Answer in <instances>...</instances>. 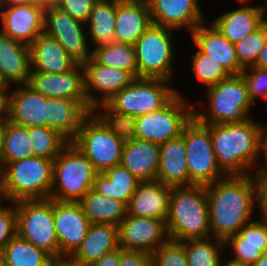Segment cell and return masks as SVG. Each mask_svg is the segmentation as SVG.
I'll use <instances>...</instances> for the list:
<instances>
[{
  "label": "cell",
  "mask_w": 267,
  "mask_h": 266,
  "mask_svg": "<svg viewBox=\"0 0 267 266\" xmlns=\"http://www.w3.org/2000/svg\"><path fill=\"white\" fill-rule=\"evenodd\" d=\"M97 63L129 71L137 78L135 48L132 44L112 42L92 50L91 56Z\"/></svg>",
  "instance_id": "d590c367"
},
{
  "label": "cell",
  "mask_w": 267,
  "mask_h": 266,
  "mask_svg": "<svg viewBox=\"0 0 267 266\" xmlns=\"http://www.w3.org/2000/svg\"><path fill=\"white\" fill-rule=\"evenodd\" d=\"M96 174L92 162L77 146L68 142L53 160L50 198L79 202L93 188Z\"/></svg>",
  "instance_id": "5b68a950"
},
{
  "label": "cell",
  "mask_w": 267,
  "mask_h": 266,
  "mask_svg": "<svg viewBox=\"0 0 267 266\" xmlns=\"http://www.w3.org/2000/svg\"><path fill=\"white\" fill-rule=\"evenodd\" d=\"M151 24L147 0H116L114 42L134 45Z\"/></svg>",
  "instance_id": "44dd1931"
},
{
  "label": "cell",
  "mask_w": 267,
  "mask_h": 266,
  "mask_svg": "<svg viewBox=\"0 0 267 266\" xmlns=\"http://www.w3.org/2000/svg\"><path fill=\"white\" fill-rule=\"evenodd\" d=\"M140 182L128 169L119 164L103 173H97L93 189L99 194L118 200L128 206Z\"/></svg>",
  "instance_id": "1f68e13d"
},
{
  "label": "cell",
  "mask_w": 267,
  "mask_h": 266,
  "mask_svg": "<svg viewBox=\"0 0 267 266\" xmlns=\"http://www.w3.org/2000/svg\"><path fill=\"white\" fill-rule=\"evenodd\" d=\"M0 266H7L3 256L0 254Z\"/></svg>",
  "instance_id": "6125c7cd"
},
{
  "label": "cell",
  "mask_w": 267,
  "mask_h": 266,
  "mask_svg": "<svg viewBox=\"0 0 267 266\" xmlns=\"http://www.w3.org/2000/svg\"><path fill=\"white\" fill-rule=\"evenodd\" d=\"M267 41V21L255 32L235 44L236 55L240 65L245 69L255 61Z\"/></svg>",
  "instance_id": "b9f144b4"
},
{
  "label": "cell",
  "mask_w": 267,
  "mask_h": 266,
  "mask_svg": "<svg viewBox=\"0 0 267 266\" xmlns=\"http://www.w3.org/2000/svg\"><path fill=\"white\" fill-rule=\"evenodd\" d=\"M250 266H267V253H264L253 265Z\"/></svg>",
  "instance_id": "94428289"
},
{
  "label": "cell",
  "mask_w": 267,
  "mask_h": 266,
  "mask_svg": "<svg viewBox=\"0 0 267 266\" xmlns=\"http://www.w3.org/2000/svg\"><path fill=\"white\" fill-rule=\"evenodd\" d=\"M39 4L44 8L59 7L64 0H38Z\"/></svg>",
  "instance_id": "9f6ffc18"
},
{
  "label": "cell",
  "mask_w": 267,
  "mask_h": 266,
  "mask_svg": "<svg viewBox=\"0 0 267 266\" xmlns=\"http://www.w3.org/2000/svg\"><path fill=\"white\" fill-rule=\"evenodd\" d=\"M164 185L189 186L186 144L183 136L160 144L157 179Z\"/></svg>",
  "instance_id": "83f0119b"
},
{
  "label": "cell",
  "mask_w": 267,
  "mask_h": 266,
  "mask_svg": "<svg viewBox=\"0 0 267 266\" xmlns=\"http://www.w3.org/2000/svg\"><path fill=\"white\" fill-rule=\"evenodd\" d=\"M3 198L8 199V196H7L6 190L4 188L3 182L0 180V212L6 208V207L1 205V202H2L1 200Z\"/></svg>",
  "instance_id": "91938a15"
},
{
  "label": "cell",
  "mask_w": 267,
  "mask_h": 266,
  "mask_svg": "<svg viewBox=\"0 0 267 266\" xmlns=\"http://www.w3.org/2000/svg\"><path fill=\"white\" fill-rule=\"evenodd\" d=\"M39 4L38 0H0V8L12 5H32Z\"/></svg>",
  "instance_id": "f5cc1de1"
},
{
  "label": "cell",
  "mask_w": 267,
  "mask_h": 266,
  "mask_svg": "<svg viewBox=\"0 0 267 266\" xmlns=\"http://www.w3.org/2000/svg\"><path fill=\"white\" fill-rule=\"evenodd\" d=\"M152 24L179 30L189 27L192 32L204 23V16L194 0H147Z\"/></svg>",
  "instance_id": "d6986e66"
},
{
  "label": "cell",
  "mask_w": 267,
  "mask_h": 266,
  "mask_svg": "<svg viewBox=\"0 0 267 266\" xmlns=\"http://www.w3.org/2000/svg\"><path fill=\"white\" fill-rule=\"evenodd\" d=\"M59 258H70L85 238L90 221L79 202L53 200Z\"/></svg>",
  "instance_id": "4fadbf2b"
},
{
  "label": "cell",
  "mask_w": 267,
  "mask_h": 266,
  "mask_svg": "<svg viewBox=\"0 0 267 266\" xmlns=\"http://www.w3.org/2000/svg\"><path fill=\"white\" fill-rule=\"evenodd\" d=\"M17 210V234L59 259V244L54 227L53 199L20 200Z\"/></svg>",
  "instance_id": "52a82bcc"
},
{
  "label": "cell",
  "mask_w": 267,
  "mask_h": 266,
  "mask_svg": "<svg viewBox=\"0 0 267 266\" xmlns=\"http://www.w3.org/2000/svg\"><path fill=\"white\" fill-rule=\"evenodd\" d=\"M31 71L30 48L0 30V84H28ZM12 83V84H11Z\"/></svg>",
  "instance_id": "603a6c76"
},
{
  "label": "cell",
  "mask_w": 267,
  "mask_h": 266,
  "mask_svg": "<svg viewBox=\"0 0 267 266\" xmlns=\"http://www.w3.org/2000/svg\"><path fill=\"white\" fill-rule=\"evenodd\" d=\"M160 144L138 138L125 141L121 165L141 182L157 179L159 170Z\"/></svg>",
  "instance_id": "484cf974"
},
{
  "label": "cell",
  "mask_w": 267,
  "mask_h": 266,
  "mask_svg": "<svg viewBox=\"0 0 267 266\" xmlns=\"http://www.w3.org/2000/svg\"><path fill=\"white\" fill-rule=\"evenodd\" d=\"M222 260L220 259V261H219V264H218V266H250V265H248V264H245V263H243V262H241V261H239V260H236V259H230L228 262H226V264H222Z\"/></svg>",
  "instance_id": "680465c9"
},
{
  "label": "cell",
  "mask_w": 267,
  "mask_h": 266,
  "mask_svg": "<svg viewBox=\"0 0 267 266\" xmlns=\"http://www.w3.org/2000/svg\"><path fill=\"white\" fill-rule=\"evenodd\" d=\"M83 24L59 7L44 9V32L55 38L78 63H84L92 56Z\"/></svg>",
  "instance_id": "5bb4252c"
},
{
  "label": "cell",
  "mask_w": 267,
  "mask_h": 266,
  "mask_svg": "<svg viewBox=\"0 0 267 266\" xmlns=\"http://www.w3.org/2000/svg\"><path fill=\"white\" fill-rule=\"evenodd\" d=\"M163 220L126 214L118 225V245L125 250L152 254L168 240Z\"/></svg>",
  "instance_id": "9a60e30c"
},
{
  "label": "cell",
  "mask_w": 267,
  "mask_h": 266,
  "mask_svg": "<svg viewBox=\"0 0 267 266\" xmlns=\"http://www.w3.org/2000/svg\"><path fill=\"white\" fill-rule=\"evenodd\" d=\"M120 247L104 254L91 266H119Z\"/></svg>",
  "instance_id": "f907efd6"
},
{
  "label": "cell",
  "mask_w": 267,
  "mask_h": 266,
  "mask_svg": "<svg viewBox=\"0 0 267 266\" xmlns=\"http://www.w3.org/2000/svg\"><path fill=\"white\" fill-rule=\"evenodd\" d=\"M264 152V153H262ZM264 154L266 159V167L264 166H254L256 174L266 176L267 175V128L261 125L260 136H259V154Z\"/></svg>",
  "instance_id": "681fc988"
},
{
  "label": "cell",
  "mask_w": 267,
  "mask_h": 266,
  "mask_svg": "<svg viewBox=\"0 0 267 266\" xmlns=\"http://www.w3.org/2000/svg\"><path fill=\"white\" fill-rule=\"evenodd\" d=\"M266 5L247 6L234 11L226 12L217 17L213 24L232 43L236 44L248 34L255 32L266 21Z\"/></svg>",
  "instance_id": "f546056e"
},
{
  "label": "cell",
  "mask_w": 267,
  "mask_h": 266,
  "mask_svg": "<svg viewBox=\"0 0 267 266\" xmlns=\"http://www.w3.org/2000/svg\"><path fill=\"white\" fill-rule=\"evenodd\" d=\"M258 68L267 69V41L265 42V45L261 52L259 53L255 64L253 65Z\"/></svg>",
  "instance_id": "db71d44e"
},
{
  "label": "cell",
  "mask_w": 267,
  "mask_h": 266,
  "mask_svg": "<svg viewBox=\"0 0 267 266\" xmlns=\"http://www.w3.org/2000/svg\"><path fill=\"white\" fill-rule=\"evenodd\" d=\"M29 48L32 71L59 74L71 70L78 63L55 38L45 32Z\"/></svg>",
  "instance_id": "4316f807"
},
{
  "label": "cell",
  "mask_w": 267,
  "mask_h": 266,
  "mask_svg": "<svg viewBox=\"0 0 267 266\" xmlns=\"http://www.w3.org/2000/svg\"><path fill=\"white\" fill-rule=\"evenodd\" d=\"M9 95L8 121L25 127H47V97L28 84Z\"/></svg>",
  "instance_id": "ffe728a7"
},
{
  "label": "cell",
  "mask_w": 267,
  "mask_h": 266,
  "mask_svg": "<svg viewBox=\"0 0 267 266\" xmlns=\"http://www.w3.org/2000/svg\"><path fill=\"white\" fill-rule=\"evenodd\" d=\"M72 143L92 162L97 173L121 163L124 141L90 112L81 122Z\"/></svg>",
  "instance_id": "9c48e42d"
},
{
  "label": "cell",
  "mask_w": 267,
  "mask_h": 266,
  "mask_svg": "<svg viewBox=\"0 0 267 266\" xmlns=\"http://www.w3.org/2000/svg\"><path fill=\"white\" fill-rule=\"evenodd\" d=\"M210 238L212 237L182 241L189 266H218L220 252L226 247L224 241L214 238L216 242L213 243Z\"/></svg>",
  "instance_id": "74e56055"
},
{
  "label": "cell",
  "mask_w": 267,
  "mask_h": 266,
  "mask_svg": "<svg viewBox=\"0 0 267 266\" xmlns=\"http://www.w3.org/2000/svg\"><path fill=\"white\" fill-rule=\"evenodd\" d=\"M118 245V226L109 223L90 224L80 247L70 257L74 262L91 266Z\"/></svg>",
  "instance_id": "f1b7e54d"
},
{
  "label": "cell",
  "mask_w": 267,
  "mask_h": 266,
  "mask_svg": "<svg viewBox=\"0 0 267 266\" xmlns=\"http://www.w3.org/2000/svg\"><path fill=\"white\" fill-rule=\"evenodd\" d=\"M5 131H6V120H0V169H1V154L3 150Z\"/></svg>",
  "instance_id": "6f0895ef"
},
{
  "label": "cell",
  "mask_w": 267,
  "mask_h": 266,
  "mask_svg": "<svg viewBox=\"0 0 267 266\" xmlns=\"http://www.w3.org/2000/svg\"><path fill=\"white\" fill-rule=\"evenodd\" d=\"M84 69L85 92L88 107L92 109L99 103H106L117 92L129 86L135 77L126 70L97 63L92 57L82 63ZM92 89L102 94L99 100L91 93ZM101 100V101H100Z\"/></svg>",
  "instance_id": "2e32d148"
},
{
  "label": "cell",
  "mask_w": 267,
  "mask_h": 266,
  "mask_svg": "<svg viewBox=\"0 0 267 266\" xmlns=\"http://www.w3.org/2000/svg\"><path fill=\"white\" fill-rule=\"evenodd\" d=\"M171 187L158 180L140 182L127 206V214L163 220L169 212Z\"/></svg>",
  "instance_id": "cb8c5ba5"
},
{
  "label": "cell",
  "mask_w": 267,
  "mask_h": 266,
  "mask_svg": "<svg viewBox=\"0 0 267 266\" xmlns=\"http://www.w3.org/2000/svg\"><path fill=\"white\" fill-rule=\"evenodd\" d=\"M182 136L186 144L189 186H206L226 177L217 164L210 125L201 123L193 116L184 126Z\"/></svg>",
  "instance_id": "ba28073f"
},
{
  "label": "cell",
  "mask_w": 267,
  "mask_h": 266,
  "mask_svg": "<svg viewBox=\"0 0 267 266\" xmlns=\"http://www.w3.org/2000/svg\"><path fill=\"white\" fill-rule=\"evenodd\" d=\"M13 205L0 212V253L17 234V210L15 203Z\"/></svg>",
  "instance_id": "f6af8a7d"
},
{
  "label": "cell",
  "mask_w": 267,
  "mask_h": 266,
  "mask_svg": "<svg viewBox=\"0 0 267 266\" xmlns=\"http://www.w3.org/2000/svg\"><path fill=\"white\" fill-rule=\"evenodd\" d=\"M116 0H97L88 20L90 38L96 48L114 42Z\"/></svg>",
  "instance_id": "836d02e7"
},
{
  "label": "cell",
  "mask_w": 267,
  "mask_h": 266,
  "mask_svg": "<svg viewBox=\"0 0 267 266\" xmlns=\"http://www.w3.org/2000/svg\"><path fill=\"white\" fill-rule=\"evenodd\" d=\"M165 224L168 238L173 241L211 237L206 187H171L169 212Z\"/></svg>",
  "instance_id": "3957f363"
},
{
  "label": "cell",
  "mask_w": 267,
  "mask_h": 266,
  "mask_svg": "<svg viewBox=\"0 0 267 266\" xmlns=\"http://www.w3.org/2000/svg\"><path fill=\"white\" fill-rule=\"evenodd\" d=\"M91 112L88 101L47 97V127L72 142L82 120Z\"/></svg>",
  "instance_id": "d4e9b609"
},
{
  "label": "cell",
  "mask_w": 267,
  "mask_h": 266,
  "mask_svg": "<svg viewBox=\"0 0 267 266\" xmlns=\"http://www.w3.org/2000/svg\"><path fill=\"white\" fill-rule=\"evenodd\" d=\"M33 155L54 160L68 143L57 131L49 127H28Z\"/></svg>",
  "instance_id": "f35d334b"
},
{
  "label": "cell",
  "mask_w": 267,
  "mask_h": 266,
  "mask_svg": "<svg viewBox=\"0 0 267 266\" xmlns=\"http://www.w3.org/2000/svg\"><path fill=\"white\" fill-rule=\"evenodd\" d=\"M261 124L251 118L240 123L212 124L210 135L218 167L226 176L249 175L259 155Z\"/></svg>",
  "instance_id": "7a4b0ae2"
},
{
  "label": "cell",
  "mask_w": 267,
  "mask_h": 266,
  "mask_svg": "<svg viewBox=\"0 0 267 266\" xmlns=\"http://www.w3.org/2000/svg\"><path fill=\"white\" fill-rule=\"evenodd\" d=\"M33 156L28 127L16 125L6 120L1 168L8 162H17Z\"/></svg>",
  "instance_id": "8d00e7d4"
},
{
  "label": "cell",
  "mask_w": 267,
  "mask_h": 266,
  "mask_svg": "<svg viewBox=\"0 0 267 266\" xmlns=\"http://www.w3.org/2000/svg\"><path fill=\"white\" fill-rule=\"evenodd\" d=\"M194 110L178 93L162 109L137 116L136 138L162 144L182 135Z\"/></svg>",
  "instance_id": "7c38bea8"
},
{
  "label": "cell",
  "mask_w": 267,
  "mask_h": 266,
  "mask_svg": "<svg viewBox=\"0 0 267 266\" xmlns=\"http://www.w3.org/2000/svg\"><path fill=\"white\" fill-rule=\"evenodd\" d=\"M205 187L212 238L225 241L253 221L252 210L257 202L254 174L226 176Z\"/></svg>",
  "instance_id": "6da1fadb"
},
{
  "label": "cell",
  "mask_w": 267,
  "mask_h": 266,
  "mask_svg": "<svg viewBox=\"0 0 267 266\" xmlns=\"http://www.w3.org/2000/svg\"><path fill=\"white\" fill-rule=\"evenodd\" d=\"M191 34L195 46L202 53L220 62L231 75L242 73L244 68L238 61L235 44H232L213 23L209 27L202 23Z\"/></svg>",
  "instance_id": "7402d4cb"
},
{
  "label": "cell",
  "mask_w": 267,
  "mask_h": 266,
  "mask_svg": "<svg viewBox=\"0 0 267 266\" xmlns=\"http://www.w3.org/2000/svg\"><path fill=\"white\" fill-rule=\"evenodd\" d=\"M247 68L242 71L241 75L247 84L250 101L253 104L258 96L267 99V69L255 66Z\"/></svg>",
  "instance_id": "ee69618b"
},
{
  "label": "cell",
  "mask_w": 267,
  "mask_h": 266,
  "mask_svg": "<svg viewBox=\"0 0 267 266\" xmlns=\"http://www.w3.org/2000/svg\"><path fill=\"white\" fill-rule=\"evenodd\" d=\"M90 223H109L116 226L127 214V206L113 198L99 194L93 188L79 201Z\"/></svg>",
  "instance_id": "d6a6232c"
},
{
  "label": "cell",
  "mask_w": 267,
  "mask_h": 266,
  "mask_svg": "<svg viewBox=\"0 0 267 266\" xmlns=\"http://www.w3.org/2000/svg\"><path fill=\"white\" fill-rule=\"evenodd\" d=\"M8 200L48 199L53 183V160L33 156L8 162L0 169Z\"/></svg>",
  "instance_id": "277c9868"
},
{
  "label": "cell",
  "mask_w": 267,
  "mask_h": 266,
  "mask_svg": "<svg viewBox=\"0 0 267 266\" xmlns=\"http://www.w3.org/2000/svg\"><path fill=\"white\" fill-rule=\"evenodd\" d=\"M210 117L194 109V117L205 125L240 123L247 121L253 105L242 75H231L208 87Z\"/></svg>",
  "instance_id": "8992f818"
},
{
  "label": "cell",
  "mask_w": 267,
  "mask_h": 266,
  "mask_svg": "<svg viewBox=\"0 0 267 266\" xmlns=\"http://www.w3.org/2000/svg\"><path fill=\"white\" fill-rule=\"evenodd\" d=\"M7 266H52L54 259L44 250L16 234L0 253Z\"/></svg>",
  "instance_id": "e575fe53"
},
{
  "label": "cell",
  "mask_w": 267,
  "mask_h": 266,
  "mask_svg": "<svg viewBox=\"0 0 267 266\" xmlns=\"http://www.w3.org/2000/svg\"><path fill=\"white\" fill-rule=\"evenodd\" d=\"M192 60L193 73L207 88L231 76L220 62L209 58L208 54L202 53L198 48Z\"/></svg>",
  "instance_id": "60d3db41"
},
{
  "label": "cell",
  "mask_w": 267,
  "mask_h": 266,
  "mask_svg": "<svg viewBox=\"0 0 267 266\" xmlns=\"http://www.w3.org/2000/svg\"><path fill=\"white\" fill-rule=\"evenodd\" d=\"M28 85L45 97L88 101L82 63H77L71 70L59 74L31 70Z\"/></svg>",
  "instance_id": "e0dca14e"
},
{
  "label": "cell",
  "mask_w": 267,
  "mask_h": 266,
  "mask_svg": "<svg viewBox=\"0 0 267 266\" xmlns=\"http://www.w3.org/2000/svg\"><path fill=\"white\" fill-rule=\"evenodd\" d=\"M168 83L163 79L137 77L106 104L116 112L136 117L160 110L178 94Z\"/></svg>",
  "instance_id": "30bf717a"
},
{
  "label": "cell",
  "mask_w": 267,
  "mask_h": 266,
  "mask_svg": "<svg viewBox=\"0 0 267 266\" xmlns=\"http://www.w3.org/2000/svg\"><path fill=\"white\" fill-rule=\"evenodd\" d=\"M52 266H88L74 262L71 258H59L53 261Z\"/></svg>",
  "instance_id": "11a10c76"
},
{
  "label": "cell",
  "mask_w": 267,
  "mask_h": 266,
  "mask_svg": "<svg viewBox=\"0 0 267 266\" xmlns=\"http://www.w3.org/2000/svg\"><path fill=\"white\" fill-rule=\"evenodd\" d=\"M2 33L30 46L44 32V8L40 4L0 8Z\"/></svg>",
  "instance_id": "ac0fdd59"
},
{
  "label": "cell",
  "mask_w": 267,
  "mask_h": 266,
  "mask_svg": "<svg viewBox=\"0 0 267 266\" xmlns=\"http://www.w3.org/2000/svg\"><path fill=\"white\" fill-rule=\"evenodd\" d=\"M119 266H153L152 256L143 251L125 250L120 247Z\"/></svg>",
  "instance_id": "7dc6e473"
},
{
  "label": "cell",
  "mask_w": 267,
  "mask_h": 266,
  "mask_svg": "<svg viewBox=\"0 0 267 266\" xmlns=\"http://www.w3.org/2000/svg\"><path fill=\"white\" fill-rule=\"evenodd\" d=\"M249 0H238V2L240 3V4H244V3H246V2H248Z\"/></svg>",
  "instance_id": "be15d7a7"
},
{
  "label": "cell",
  "mask_w": 267,
  "mask_h": 266,
  "mask_svg": "<svg viewBox=\"0 0 267 266\" xmlns=\"http://www.w3.org/2000/svg\"><path fill=\"white\" fill-rule=\"evenodd\" d=\"M257 187V202L261 210V220L267 222V175H255Z\"/></svg>",
  "instance_id": "c3c4849f"
},
{
  "label": "cell",
  "mask_w": 267,
  "mask_h": 266,
  "mask_svg": "<svg viewBox=\"0 0 267 266\" xmlns=\"http://www.w3.org/2000/svg\"><path fill=\"white\" fill-rule=\"evenodd\" d=\"M235 253L233 259L253 265L267 253V222L258 220L244 225L238 233L224 241Z\"/></svg>",
  "instance_id": "4dcf8cb0"
},
{
  "label": "cell",
  "mask_w": 267,
  "mask_h": 266,
  "mask_svg": "<svg viewBox=\"0 0 267 266\" xmlns=\"http://www.w3.org/2000/svg\"><path fill=\"white\" fill-rule=\"evenodd\" d=\"M97 0H64L59 8L74 19L87 24Z\"/></svg>",
  "instance_id": "bcb514c9"
},
{
  "label": "cell",
  "mask_w": 267,
  "mask_h": 266,
  "mask_svg": "<svg viewBox=\"0 0 267 266\" xmlns=\"http://www.w3.org/2000/svg\"><path fill=\"white\" fill-rule=\"evenodd\" d=\"M172 31V28L151 24L139 37L134 44L137 77L171 80Z\"/></svg>",
  "instance_id": "8fae6325"
},
{
  "label": "cell",
  "mask_w": 267,
  "mask_h": 266,
  "mask_svg": "<svg viewBox=\"0 0 267 266\" xmlns=\"http://www.w3.org/2000/svg\"><path fill=\"white\" fill-rule=\"evenodd\" d=\"M101 107H103L102 109H104L103 111H105V113H98L97 110ZM91 112L109 129L110 132L114 133L124 142L136 138V116L116 112L106 103L97 104Z\"/></svg>",
  "instance_id": "ab89813d"
},
{
  "label": "cell",
  "mask_w": 267,
  "mask_h": 266,
  "mask_svg": "<svg viewBox=\"0 0 267 266\" xmlns=\"http://www.w3.org/2000/svg\"><path fill=\"white\" fill-rule=\"evenodd\" d=\"M10 86L0 84V120H8L9 117V95L7 89Z\"/></svg>",
  "instance_id": "816d5d0a"
},
{
  "label": "cell",
  "mask_w": 267,
  "mask_h": 266,
  "mask_svg": "<svg viewBox=\"0 0 267 266\" xmlns=\"http://www.w3.org/2000/svg\"><path fill=\"white\" fill-rule=\"evenodd\" d=\"M153 266H189L184 244L168 239L152 254Z\"/></svg>",
  "instance_id": "7bdbcfd3"
}]
</instances>
